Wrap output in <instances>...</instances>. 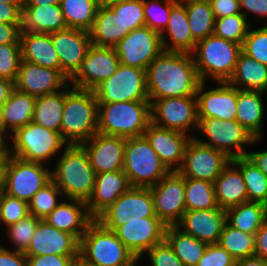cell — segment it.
Here are the masks:
<instances>
[{
  "label": "cell",
  "instance_id": "6f0895ef",
  "mask_svg": "<svg viewBox=\"0 0 267 266\" xmlns=\"http://www.w3.org/2000/svg\"><path fill=\"white\" fill-rule=\"evenodd\" d=\"M241 13L249 20L253 17L267 19V0H239ZM249 14V15H248Z\"/></svg>",
  "mask_w": 267,
  "mask_h": 266
},
{
  "label": "cell",
  "instance_id": "d590c367",
  "mask_svg": "<svg viewBox=\"0 0 267 266\" xmlns=\"http://www.w3.org/2000/svg\"><path fill=\"white\" fill-rule=\"evenodd\" d=\"M226 222L242 232L255 235L267 220V205L247 201L225 210Z\"/></svg>",
  "mask_w": 267,
  "mask_h": 266
},
{
  "label": "cell",
  "instance_id": "d6986e66",
  "mask_svg": "<svg viewBox=\"0 0 267 266\" xmlns=\"http://www.w3.org/2000/svg\"><path fill=\"white\" fill-rule=\"evenodd\" d=\"M50 34L59 57L61 71L70 80L80 69L92 46L90 34L88 31L69 27Z\"/></svg>",
  "mask_w": 267,
  "mask_h": 266
},
{
  "label": "cell",
  "instance_id": "be15d7a7",
  "mask_svg": "<svg viewBox=\"0 0 267 266\" xmlns=\"http://www.w3.org/2000/svg\"><path fill=\"white\" fill-rule=\"evenodd\" d=\"M260 170L261 172L267 177V149L255 152L248 151L246 155Z\"/></svg>",
  "mask_w": 267,
  "mask_h": 266
},
{
  "label": "cell",
  "instance_id": "603a6c76",
  "mask_svg": "<svg viewBox=\"0 0 267 266\" xmlns=\"http://www.w3.org/2000/svg\"><path fill=\"white\" fill-rule=\"evenodd\" d=\"M151 147L169 171H178L191 136L150 123L144 132Z\"/></svg>",
  "mask_w": 267,
  "mask_h": 266
},
{
  "label": "cell",
  "instance_id": "ee69618b",
  "mask_svg": "<svg viewBox=\"0 0 267 266\" xmlns=\"http://www.w3.org/2000/svg\"><path fill=\"white\" fill-rule=\"evenodd\" d=\"M243 14H236L215 19L213 34L226 40L243 44L251 26Z\"/></svg>",
  "mask_w": 267,
  "mask_h": 266
},
{
  "label": "cell",
  "instance_id": "ab89813d",
  "mask_svg": "<svg viewBox=\"0 0 267 266\" xmlns=\"http://www.w3.org/2000/svg\"><path fill=\"white\" fill-rule=\"evenodd\" d=\"M60 6L67 27L91 30L99 8L94 0H61Z\"/></svg>",
  "mask_w": 267,
  "mask_h": 266
},
{
  "label": "cell",
  "instance_id": "e0dca14e",
  "mask_svg": "<svg viewBox=\"0 0 267 266\" xmlns=\"http://www.w3.org/2000/svg\"><path fill=\"white\" fill-rule=\"evenodd\" d=\"M120 65L114 47L92 45L84 58L80 69L70 79V84L79 89L94 90L112 76Z\"/></svg>",
  "mask_w": 267,
  "mask_h": 266
},
{
  "label": "cell",
  "instance_id": "74e56055",
  "mask_svg": "<svg viewBox=\"0 0 267 266\" xmlns=\"http://www.w3.org/2000/svg\"><path fill=\"white\" fill-rule=\"evenodd\" d=\"M165 240L185 266H196L208 245L184 233L177 226H167Z\"/></svg>",
  "mask_w": 267,
  "mask_h": 266
},
{
  "label": "cell",
  "instance_id": "8fae6325",
  "mask_svg": "<svg viewBox=\"0 0 267 266\" xmlns=\"http://www.w3.org/2000/svg\"><path fill=\"white\" fill-rule=\"evenodd\" d=\"M93 91L98 104L149 101L146 70L120 64L117 71Z\"/></svg>",
  "mask_w": 267,
  "mask_h": 266
},
{
  "label": "cell",
  "instance_id": "f546056e",
  "mask_svg": "<svg viewBox=\"0 0 267 266\" xmlns=\"http://www.w3.org/2000/svg\"><path fill=\"white\" fill-rule=\"evenodd\" d=\"M219 208L227 210L248 201L246 185L240 168L231 160L214 181Z\"/></svg>",
  "mask_w": 267,
  "mask_h": 266
},
{
  "label": "cell",
  "instance_id": "9f6ffc18",
  "mask_svg": "<svg viewBox=\"0 0 267 266\" xmlns=\"http://www.w3.org/2000/svg\"><path fill=\"white\" fill-rule=\"evenodd\" d=\"M210 4L215 19L242 14L239 0H211Z\"/></svg>",
  "mask_w": 267,
  "mask_h": 266
},
{
  "label": "cell",
  "instance_id": "2e32d148",
  "mask_svg": "<svg viewBox=\"0 0 267 266\" xmlns=\"http://www.w3.org/2000/svg\"><path fill=\"white\" fill-rule=\"evenodd\" d=\"M231 159L222 151L192 138L185 150L184 160L178 172L184 178L213 182Z\"/></svg>",
  "mask_w": 267,
  "mask_h": 266
},
{
  "label": "cell",
  "instance_id": "f35d334b",
  "mask_svg": "<svg viewBox=\"0 0 267 266\" xmlns=\"http://www.w3.org/2000/svg\"><path fill=\"white\" fill-rule=\"evenodd\" d=\"M186 7L193 38L198 42L214 32L215 17L209 1L181 0Z\"/></svg>",
  "mask_w": 267,
  "mask_h": 266
},
{
  "label": "cell",
  "instance_id": "4316f807",
  "mask_svg": "<svg viewBox=\"0 0 267 266\" xmlns=\"http://www.w3.org/2000/svg\"><path fill=\"white\" fill-rule=\"evenodd\" d=\"M44 220L58 230L73 234L80 241L94 218L89 214L86 202L63 198Z\"/></svg>",
  "mask_w": 267,
  "mask_h": 266
},
{
  "label": "cell",
  "instance_id": "8d00e7d4",
  "mask_svg": "<svg viewBox=\"0 0 267 266\" xmlns=\"http://www.w3.org/2000/svg\"><path fill=\"white\" fill-rule=\"evenodd\" d=\"M65 104V88L52 94L36 97L32 122L60 133Z\"/></svg>",
  "mask_w": 267,
  "mask_h": 266
},
{
  "label": "cell",
  "instance_id": "5bb4252c",
  "mask_svg": "<svg viewBox=\"0 0 267 266\" xmlns=\"http://www.w3.org/2000/svg\"><path fill=\"white\" fill-rule=\"evenodd\" d=\"M150 191L155 215L166 226H176L186 212L184 177L178 171H170Z\"/></svg>",
  "mask_w": 267,
  "mask_h": 266
},
{
  "label": "cell",
  "instance_id": "f6af8a7d",
  "mask_svg": "<svg viewBox=\"0 0 267 266\" xmlns=\"http://www.w3.org/2000/svg\"><path fill=\"white\" fill-rule=\"evenodd\" d=\"M63 194L51 180L28 203L29 214L45 219L63 200Z\"/></svg>",
  "mask_w": 267,
  "mask_h": 266
},
{
  "label": "cell",
  "instance_id": "bcb514c9",
  "mask_svg": "<svg viewBox=\"0 0 267 266\" xmlns=\"http://www.w3.org/2000/svg\"><path fill=\"white\" fill-rule=\"evenodd\" d=\"M41 219L34 215H27L19 222L9 225L4 229L7 240L10 242L12 250L24 252L30 245L37 225Z\"/></svg>",
  "mask_w": 267,
  "mask_h": 266
},
{
  "label": "cell",
  "instance_id": "a7ac6f4b",
  "mask_svg": "<svg viewBox=\"0 0 267 266\" xmlns=\"http://www.w3.org/2000/svg\"><path fill=\"white\" fill-rule=\"evenodd\" d=\"M61 0H26L24 6H44L60 4Z\"/></svg>",
  "mask_w": 267,
  "mask_h": 266
},
{
  "label": "cell",
  "instance_id": "d4e9b609",
  "mask_svg": "<svg viewBox=\"0 0 267 266\" xmlns=\"http://www.w3.org/2000/svg\"><path fill=\"white\" fill-rule=\"evenodd\" d=\"M225 223L224 209H207L186 211L176 226L200 241L218 244Z\"/></svg>",
  "mask_w": 267,
  "mask_h": 266
},
{
  "label": "cell",
  "instance_id": "816d5d0a",
  "mask_svg": "<svg viewBox=\"0 0 267 266\" xmlns=\"http://www.w3.org/2000/svg\"><path fill=\"white\" fill-rule=\"evenodd\" d=\"M21 60V44L0 45V78L15 82Z\"/></svg>",
  "mask_w": 267,
  "mask_h": 266
},
{
  "label": "cell",
  "instance_id": "7bdbcfd3",
  "mask_svg": "<svg viewBox=\"0 0 267 266\" xmlns=\"http://www.w3.org/2000/svg\"><path fill=\"white\" fill-rule=\"evenodd\" d=\"M218 244L237 261L255 254V235L224 224Z\"/></svg>",
  "mask_w": 267,
  "mask_h": 266
},
{
  "label": "cell",
  "instance_id": "6125c7cd",
  "mask_svg": "<svg viewBox=\"0 0 267 266\" xmlns=\"http://www.w3.org/2000/svg\"><path fill=\"white\" fill-rule=\"evenodd\" d=\"M259 258L267 261V220L255 233V254Z\"/></svg>",
  "mask_w": 267,
  "mask_h": 266
},
{
  "label": "cell",
  "instance_id": "91938a15",
  "mask_svg": "<svg viewBox=\"0 0 267 266\" xmlns=\"http://www.w3.org/2000/svg\"><path fill=\"white\" fill-rule=\"evenodd\" d=\"M21 24L0 23V45L20 44Z\"/></svg>",
  "mask_w": 267,
  "mask_h": 266
},
{
  "label": "cell",
  "instance_id": "003e7915",
  "mask_svg": "<svg viewBox=\"0 0 267 266\" xmlns=\"http://www.w3.org/2000/svg\"><path fill=\"white\" fill-rule=\"evenodd\" d=\"M9 155V146H0V174H5V165Z\"/></svg>",
  "mask_w": 267,
  "mask_h": 266
},
{
  "label": "cell",
  "instance_id": "d6a6232c",
  "mask_svg": "<svg viewBox=\"0 0 267 266\" xmlns=\"http://www.w3.org/2000/svg\"><path fill=\"white\" fill-rule=\"evenodd\" d=\"M36 97L14 88L3 104L4 137L10 136L20 127L32 122Z\"/></svg>",
  "mask_w": 267,
  "mask_h": 266
},
{
  "label": "cell",
  "instance_id": "f907efd6",
  "mask_svg": "<svg viewBox=\"0 0 267 266\" xmlns=\"http://www.w3.org/2000/svg\"><path fill=\"white\" fill-rule=\"evenodd\" d=\"M29 215L28 203L6 193L0 196V228L19 222ZM0 229V230H1Z\"/></svg>",
  "mask_w": 267,
  "mask_h": 266
},
{
  "label": "cell",
  "instance_id": "836d02e7",
  "mask_svg": "<svg viewBox=\"0 0 267 266\" xmlns=\"http://www.w3.org/2000/svg\"><path fill=\"white\" fill-rule=\"evenodd\" d=\"M130 30H124L123 22L109 6L99 7L94 24L89 31L92 45L114 47Z\"/></svg>",
  "mask_w": 267,
  "mask_h": 266
},
{
  "label": "cell",
  "instance_id": "11a10c76",
  "mask_svg": "<svg viewBox=\"0 0 267 266\" xmlns=\"http://www.w3.org/2000/svg\"><path fill=\"white\" fill-rule=\"evenodd\" d=\"M78 256L41 255L27 256V266H73Z\"/></svg>",
  "mask_w": 267,
  "mask_h": 266
},
{
  "label": "cell",
  "instance_id": "11e5206c",
  "mask_svg": "<svg viewBox=\"0 0 267 266\" xmlns=\"http://www.w3.org/2000/svg\"><path fill=\"white\" fill-rule=\"evenodd\" d=\"M0 146H9L7 139L0 133Z\"/></svg>",
  "mask_w": 267,
  "mask_h": 266
},
{
  "label": "cell",
  "instance_id": "7402d4cb",
  "mask_svg": "<svg viewBox=\"0 0 267 266\" xmlns=\"http://www.w3.org/2000/svg\"><path fill=\"white\" fill-rule=\"evenodd\" d=\"M80 241L71 233L58 230L41 219L35 230L26 256L60 255L78 256Z\"/></svg>",
  "mask_w": 267,
  "mask_h": 266
},
{
  "label": "cell",
  "instance_id": "9c48e42d",
  "mask_svg": "<svg viewBox=\"0 0 267 266\" xmlns=\"http://www.w3.org/2000/svg\"><path fill=\"white\" fill-rule=\"evenodd\" d=\"M122 170L131 187L140 188L153 187L170 172L144 135L125 138Z\"/></svg>",
  "mask_w": 267,
  "mask_h": 266
},
{
  "label": "cell",
  "instance_id": "7dc6e473",
  "mask_svg": "<svg viewBox=\"0 0 267 266\" xmlns=\"http://www.w3.org/2000/svg\"><path fill=\"white\" fill-rule=\"evenodd\" d=\"M178 0H143L145 25L160 34L168 24L172 6Z\"/></svg>",
  "mask_w": 267,
  "mask_h": 266
},
{
  "label": "cell",
  "instance_id": "83f0119b",
  "mask_svg": "<svg viewBox=\"0 0 267 266\" xmlns=\"http://www.w3.org/2000/svg\"><path fill=\"white\" fill-rule=\"evenodd\" d=\"M165 51L192 53L197 41L193 38L185 4L178 0L171 8L167 27L160 34Z\"/></svg>",
  "mask_w": 267,
  "mask_h": 266
},
{
  "label": "cell",
  "instance_id": "680465c9",
  "mask_svg": "<svg viewBox=\"0 0 267 266\" xmlns=\"http://www.w3.org/2000/svg\"><path fill=\"white\" fill-rule=\"evenodd\" d=\"M0 266H27V256L22 251L6 248L0 242Z\"/></svg>",
  "mask_w": 267,
  "mask_h": 266
},
{
  "label": "cell",
  "instance_id": "ffe728a7",
  "mask_svg": "<svg viewBox=\"0 0 267 266\" xmlns=\"http://www.w3.org/2000/svg\"><path fill=\"white\" fill-rule=\"evenodd\" d=\"M201 82L196 91L198 118L236 119L237 88L227 82H216V87L207 88Z\"/></svg>",
  "mask_w": 267,
  "mask_h": 266
},
{
  "label": "cell",
  "instance_id": "484cf974",
  "mask_svg": "<svg viewBox=\"0 0 267 266\" xmlns=\"http://www.w3.org/2000/svg\"><path fill=\"white\" fill-rule=\"evenodd\" d=\"M130 187L122 169L96 174L93 194L86 203L89 214L96 219Z\"/></svg>",
  "mask_w": 267,
  "mask_h": 266
},
{
  "label": "cell",
  "instance_id": "30bf717a",
  "mask_svg": "<svg viewBox=\"0 0 267 266\" xmlns=\"http://www.w3.org/2000/svg\"><path fill=\"white\" fill-rule=\"evenodd\" d=\"M51 166L9 155L5 165V193L29 203L51 181Z\"/></svg>",
  "mask_w": 267,
  "mask_h": 266
},
{
  "label": "cell",
  "instance_id": "8c879c8a",
  "mask_svg": "<svg viewBox=\"0 0 267 266\" xmlns=\"http://www.w3.org/2000/svg\"><path fill=\"white\" fill-rule=\"evenodd\" d=\"M119 0H94V2L99 6V7H103V6H109L115 2H117Z\"/></svg>",
  "mask_w": 267,
  "mask_h": 266
},
{
  "label": "cell",
  "instance_id": "e575fe53",
  "mask_svg": "<svg viewBox=\"0 0 267 266\" xmlns=\"http://www.w3.org/2000/svg\"><path fill=\"white\" fill-rule=\"evenodd\" d=\"M227 83L239 90L267 93V66L241 52Z\"/></svg>",
  "mask_w": 267,
  "mask_h": 266
},
{
  "label": "cell",
  "instance_id": "8992f818",
  "mask_svg": "<svg viewBox=\"0 0 267 266\" xmlns=\"http://www.w3.org/2000/svg\"><path fill=\"white\" fill-rule=\"evenodd\" d=\"M7 142L10 155L24 161L39 162L48 166L53 164L54 158L58 157L68 145L59 132L49 130L34 122L18 128Z\"/></svg>",
  "mask_w": 267,
  "mask_h": 266
},
{
  "label": "cell",
  "instance_id": "7a4b0ae2",
  "mask_svg": "<svg viewBox=\"0 0 267 266\" xmlns=\"http://www.w3.org/2000/svg\"><path fill=\"white\" fill-rule=\"evenodd\" d=\"M53 164L51 179L64 199L87 203L94 191L96 173L85 149L78 144L67 145Z\"/></svg>",
  "mask_w": 267,
  "mask_h": 266
},
{
  "label": "cell",
  "instance_id": "c3c4849f",
  "mask_svg": "<svg viewBox=\"0 0 267 266\" xmlns=\"http://www.w3.org/2000/svg\"><path fill=\"white\" fill-rule=\"evenodd\" d=\"M109 7L119 15L124 30L138 29L145 25L143 0H119Z\"/></svg>",
  "mask_w": 267,
  "mask_h": 266
},
{
  "label": "cell",
  "instance_id": "6da1fadb",
  "mask_svg": "<svg viewBox=\"0 0 267 266\" xmlns=\"http://www.w3.org/2000/svg\"><path fill=\"white\" fill-rule=\"evenodd\" d=\"M200 83L191 53L162 50L146 69L150 103L169 97L196 96Z\"/></svg>",
  "mask_w": 267,
  "mask_h": 266
},
{
  "label": "cell",
  "instance_id": "2644e50d",
  "mask_svg": "<svg viewBox=\"0 0 267 266\" xmlns=\"http://www.w3.org/2000/svg\"><path fill=\"white\" fill-rule=\"evenodd\" d=\"M73 266H97L84 260L80 255L74 260Z\"/></svg>",
  "mask_w": 267,
  "mask_h": 266
},
{
  "label": "cell",
  "instance_id": "34e18365",
  "mask_svg": "<svg viewBox=\"0 0 267 266\" xmlns=\"http://www.w3.org/2000/svg\"><path fill=\"white\" fill-rule=\"evenodd\" d=\"M5 193V174H0V196Z\"/></svg>",
  "mask_w": 267,
  "mask_h": 266
},
{
  "label": "cell",
  "instance_id": "89a4df30",
  "mask_svg": "<svg viewBox=\"0 0 267 266\" xmlns=\"http://www.w3.org/2000/svg\"><path fill=\"white\" fill-rule=\"evenodd\" d=\"M6 4L16 5L21 11L25 5L26 0H0Z\"/></svg>",
  "mask_w": 267,
  "mask_h": 266
},
{
  "label": "cell",
  "instance_id": "e7e4bbea",
  "mask_svg": "<svg viewBox=\"0 0 267 266\" xmlns=\"http://www.w3.org/2000/svg\"><path fill=\"white\" fill-rule=\"evenodd\" d=\"M14 88L15 85L13 81L0 78V105H3L9 98Z\"/></svg>",
  "mask_w": 267,
  "mask_h": 266
},
{
  "label": "cell",
  "instance_id": "03108f58",
  "mask_svg": "<svg viewBox=\"0 0 267 266\" xmlns=\"http://www.w3.org/2000/svg\"><path fill=\"white\" fill-rule=\"evenodd\" d=\"M235 266H267V261L257 256H252L237 260Z\"/></svg>",
  "mask_w": 267,
  "mask_h": 266
},
{
  "label": "cell",
  "instance_id": "ac0fdd59",
  "mask_svg": "<svg viewBox=\"0 0 267 266\" xmlns=\"http://www.w3.org/2000/svg\"><path fill=\"white\" fill-rule=\"evenodd\" d=\"M167 226L158 217L125 221L114 233L140 262L145 253L165 240Z\"/></svg>",
  "mask_w": 267,
  "mask_h": 266
},
{
  "label": "cell",
  "instance_id": "1f68e13d",
  "mask_svg": "<svg viewBox=\"0 0 267 266\" xmlns=\"http://www.w3.org/2000/svg\"><path fill=\"white\" fill-rule=\"evenodd\" d=\"M67 28L60 4L24 6L21 31L53 33Z\"/></svg>",
  "mask_w": 267,
  "mask_h": 266
},
{
  "label": "cell",
  "instance_id": "4dcf8cb0",
  "mask_svg": "<svg viewBox=\"0 0 267 266\" xmlns=\"http://www.w3.org/2000/svg\"><path fill=\"white\" fill-rule=\"evenodd\" d=\"M20 44L22 60L39 66L61 70L51 34L21 31Z\"/></svg>",
  "mask_w": 267,
  "mask_h": 266
},
{
  "label": "cell",
  "instance_id": "277c9868",
  "mask_svg": "<svg viewBox=\"0 0 267 266\" xmlns=\"http://www.w3.org/2000/svg\"><path fill=\"white\" fill-rule=\"evenodd\" d=\"M241 52L242 44L212 34L198 41L191 54L201 82L216 83L230 79Z\"/></svg>",
  "mask_w": 267,
  "mask_h": 266
},
{
  "label": "cell",
  "instance_id": "9a60e30c",
  "mask_svg": "<svg viewBox=\"0 0 267 266\" xmlns=\"http://www.w3.org/2000/svg\"><path fill=\"white\" fill-rule=\"evenodd\" d=\"M114 49L120 64L146 70L163 50L161 35L147 26L133 29L114 46Z\"/></svg>",
  "mask_w": 267,
  "mask_h": 266
},
{
  "label": "cell",
  "instance_id": "db71d44e",
  "mask_svg": "<svg viewBox=\"0 0 267 266\" xmlns=\"http://www.w3.org/2000/svg\"><path fill=\"white\" fill-rule=\"evenodd\" d=\"M236 260L219 244H208L196 266H235Z\"/></svg>",
  "mask_w": 267,
  "mask_h": 266
},
{
  "label": "cell",
  "instance_id": "52a82bcc",
  "mask_svg": "<svg viewBox=\"0 0 267 266\" xmlns=\"http://www.w3.org/2000/svg\"><path fill=\"white\" fill-rule=\"evenodd\" d=\"M79 255L97 266H136L139 261L116 234L94 219L80 239Z\"/></svg>",
  "mask_w": 267,
  "mask_h": 266
},
{
  "label": "cell",
  "instance_id": "753ad0ef",
  "mask_svg": "<svg viewBox=\"0 0 267 266\" xmlns=\"http://www.w3.org/2000/svg\"><path fill=\"white\" fill-rule=\"evenodd\" d=\"M0 133L4 136L3 105H0Z\"/></svg>",
  "mask_w": 267,
  "mask_h": 266
},
{
  "label": "cell",
  "instance_id": "f5cc1de1",
  "mask_svg": "<svg viewBox=\"0 0 267 266\" xmlns=\"http://www.w3.org/2000/svg\"><path fill=\"white\" fill-rule=\"evenodd\" d=\"M145 256L151 266H185L166 240L148 250Z\"/></svg>",
  "mask_w": 267,
  "mask_h": 266
},
{
  "label": "cell",
  "instance_id": "cb8c5ba5",
  "mask_svg": "<svg viewBox=\"0 0 267 266\" xmlns=\"http://www.w3.org/2000/svg\"><path fill=\"white\" fill-rule=\"evenodd\" d=\"M86 151L96 174L123 169L125 138L96 133L80 144Z\"/></svg>",
  "mask_w": 267,
  "mask_h": 266
},
{
  "label": "cell",
  "instance_id": "681fc988",
  "mask_svg": "<svg viewBox=\"0 0 267 266\" xmlns=\"http://www.w3.org/2000/svg\"><path fill=\"white\" fill-rule=\"evenodd\" d=\"M242 52L267 66V25L250 28L242 44Z\"/></svg>",
  "mask_w": 267,
  "mask_h": 266
},
{
  "label": "cell",
  "instance_id": "ba28073f",
  "mask_svg": "<svg viewBox=\"0 0 267 266\" xmlns=\"http://www.w3.org/2000/svg\"><path fill=\"white\" fill-rule=\"evenodd\" d=\"M196 133L198 136L194 138L197 141L224 152L230 159L246 156L248 147L264 141L263 138H254L236 119L198 118Z\"/></svg>",
  "mask_w": 267,
  "mask_h": 266
},
{
  "label": "cell",
  "instance_id": "b9f144b4",
  "mask_svg": "<svg viewBox=\"0 0 267 266\" xmlns=\"http://www.w3.org/2000/svg\"><path fill=\"white\" fill-rule=\"evenodd\" d=\"M241 170L246 185L248 201L260 202L267 205V177L247 157L231 159Z\"/></svg>",
  "mask_w": 267,
  "mask_h": 266
},
{
  "label": "cell",
  "instance_id": "f1b7e54d",
  "mask_svg": "<svg viewBox=\"0 0 267 266\" xmlns=\"http://www.w3.org/2000/svg\"><path fill=\"white\" fill-rule=\"evenodd\" d=\"M263 91L239 90L237 88L236 120L248 130L254 138H263V123L266 107Z\"/></svg>",
  "mask_w": 267,
  "mask_h": 266
},
{
  "label": "cell",
  "instance_id": "44dd1931",
  "mask_svg": "<svg viewBox=\"0 0 267 266\" xmlns=\"http://www.w3.org/2000/svg\"><path fill=\"white\" fill-rule=\"evenodd\" d=\"M68 82V83H67ZM70 80L61 71L21 60L15 88L39 97L64 89Z\"/></svg>",
  "mask_w": 267,
  "mask_h": 266
},
{
  "label": "cell",
  "instance_id": "5b68a950",
  "mask_svg": "<svg viewBox=\"0 0 267 266\" xmlns=\"http://www.w3.org/2000/svg\"><path fill=\"white\" fill-rule=\"evenodd\" d=\"M151 123L150 101L98 104V133L124 138L143 136Z\"/></svg>",
  "mask_w": 267,
  "mask_h": 266
},
{
  "label": "cell",
  "instance_id": "60d3db41",
  "mask_svg": "<svg viewBox=\"0 0 267 266\" xmlns=\"http://www.w3.org/2000/svg\"><path fill=\"white\" fill-rule=\"evenodd\" d=\"M184 184L186 211L221 209L217 203L213 182L184 178Z\"/></svg>",
  "mask_w": 267,
  "mask_h": 266
},
{
  "label": "cell",
  "instance_id": "3957f363",
  "mask_svg": "<svg viewBox=\"0 0 267 266\" xmlns=\"http://www.w3.org/2000/svg\"><path fill=\"white\" fill-rule=\"evenodd\" d=\"M98 132V101L92 90L65 87L60 135L68 144L90 140Z\"/></svg>",
  "mask_w": 267,
  "mask_h": 266
},
{
  "label": "cell",
  "instance_id": "94428289",
  "mask_svg": "<svg viewBox=\"0 0 267 266\" xmlns=\"http://www.w3.org/2000/svg\"><path fill=\"white\" fill-rule=\"evenodd\" d=\"M22 11L16 6L0 2V23L21 24Z\"/></svg>",
  "mask_w": 267,
  "mask_h": 266
},
{
  "label": "cell",
  "instance_id": "4fadbf2b",
  "mask_svg": "<svg viewBox=\"0 0 267 266\" xmlns=\"http://www.w3.org/2000/svg\"><path fill=\"white\" fill-rule=\"evenodd\" d=\"M146 217H157L150 188L130 187L96 220L114 232L125 221L142 220Z\"/></svg>",
  "mask_w": 267,
  "mask_h": 266
},
{
  "label": "cell",
  "instance_id": "7c38bea8",
  "mask_svg": "<svg viewBox=\"0 0 267 266\" xmlns=\"http://www.w3.org/2000/svg\"><path fill=\"white\" fill-rule=\"evenodd\" d=\"M151 122L194 138L196 134L193 132L196 133L198 128L196 96L169 97L152 101Z\"/></svg>",
  "mask_w": 267,
  "mask_h": 266
}]
</instances>
